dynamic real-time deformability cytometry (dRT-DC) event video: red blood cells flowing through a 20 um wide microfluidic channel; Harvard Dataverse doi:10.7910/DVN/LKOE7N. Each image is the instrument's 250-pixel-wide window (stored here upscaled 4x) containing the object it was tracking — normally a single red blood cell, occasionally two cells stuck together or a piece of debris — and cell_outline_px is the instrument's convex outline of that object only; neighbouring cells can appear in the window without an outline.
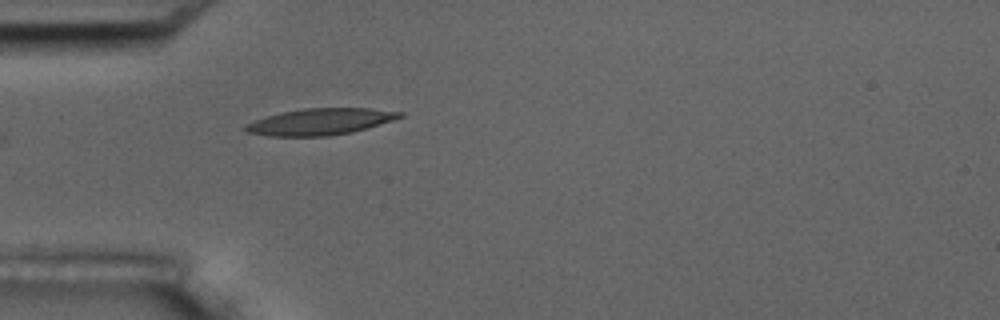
{"species": "common noctule bat (a hibernating species)", "species_latin": "Nyctalus noctula", "temperature_condition": "room temperature", "stored_images_in_passage": 4, "camera_frame_rate_fps": 3000, "um_per_image_px": 0.085, "animal": {"sex": "male", "body_mass_g": 17.5, "forearm_length_mm": 52.3}, "frame": {"image": 1, "passage_image": 4, "time_ms": 4.333, "image_size_px": [1000, 320], "cell_outline_px": [[404, 116], [392, 120], [352, 132], [328, 136], [268, 136], [248, 132], [244, 128], [244, 124], [264, 116], [280, 112], [304, 108], [368, 108], [404, 112]], "centroid_in_image_um": [27.17, 10.33], "position_along_channel_um": 57.8, "area_um2": 23.81}}